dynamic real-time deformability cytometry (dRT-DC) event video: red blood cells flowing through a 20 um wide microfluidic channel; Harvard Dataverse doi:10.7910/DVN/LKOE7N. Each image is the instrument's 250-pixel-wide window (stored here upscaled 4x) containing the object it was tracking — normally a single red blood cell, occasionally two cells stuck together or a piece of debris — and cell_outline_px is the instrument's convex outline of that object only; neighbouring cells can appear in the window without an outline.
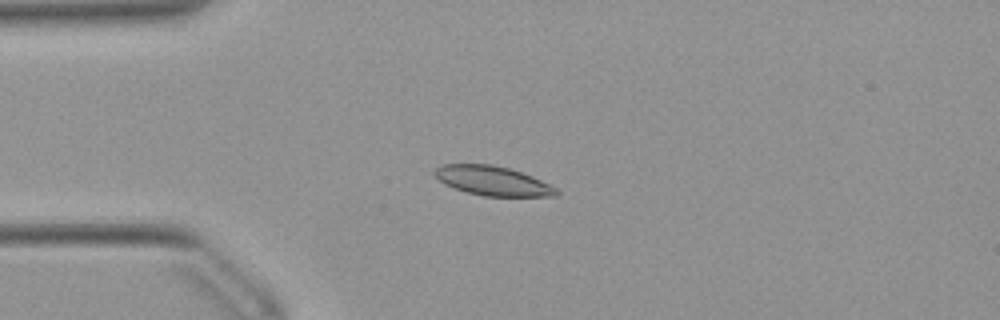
{"species": "Egyptian fruit bat (a non-hibernating species)", "species_latin": "Rousettus aegyptiacus", "temperature_condition": "warm", "stored_images_in_passage": 5, "camera_frame_rate_fps": 3000, "um_per_image_px": 0.085, "animal": {"sex": "female"}, "frame": {"image": 1, "passage_image": 2, "time_ms": 0.333, "image_size_px": [1000, 320], "cell_outline_px": [[560, 192], [556, 196], [484, 196], [468, 192], [444, 184], [432, 172], [436, 168], [444, 164], [492, 164], [508, 168], [532, 176], [556, 188]], "centroid_in_image_um": [41.87, 15.36], "position_along_channel_um": 43.1, "area_um2": 20.58}}